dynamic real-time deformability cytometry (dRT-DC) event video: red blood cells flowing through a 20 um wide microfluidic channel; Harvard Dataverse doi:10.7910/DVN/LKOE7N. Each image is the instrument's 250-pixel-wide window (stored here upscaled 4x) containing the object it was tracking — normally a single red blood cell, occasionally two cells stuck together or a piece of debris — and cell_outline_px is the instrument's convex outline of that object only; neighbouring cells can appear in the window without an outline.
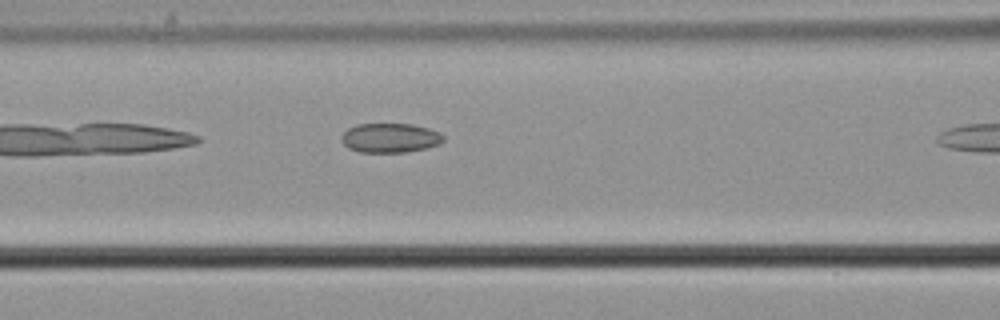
{"species": "common noctule bat (a hibernating species)", "species_latin": "Nyctalus noctula", "temperature_condition": "cold", "stored_images_in_passage": 7, "camera_frame_rate_fps": 3000, "um_per_image_px": 0.085, "animal": {"sex": "male", "body_mass_g": 21.5, "forearm_length_mm": 52.0}, "frame": {"image": 1, "passage_image": 6, "time_ms": 1.667, "image_size_px": [1000, 320], "cell_outline_px": [[444, 140], [440, 144], [428, 148], [404, 152], [360, 152], [348, 148], [340, 140], [340, 136], [348, 128], [356, 124], [412, 124], [428, 128], [440, 132], [444, 136]], "centroid_in_image_um": [33.16, 11.72], "position_along_channel_um": 133.4, "area_um2": 17.63}}